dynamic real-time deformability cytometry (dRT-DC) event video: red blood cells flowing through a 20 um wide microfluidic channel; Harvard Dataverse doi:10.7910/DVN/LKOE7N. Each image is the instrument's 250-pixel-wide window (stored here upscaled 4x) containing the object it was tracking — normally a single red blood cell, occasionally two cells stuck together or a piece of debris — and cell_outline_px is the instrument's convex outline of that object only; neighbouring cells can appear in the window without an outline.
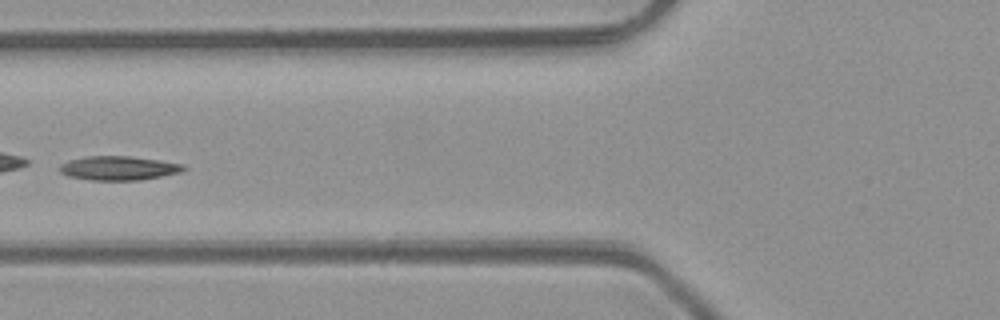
{"species": "common noctule bat (a hibernating species)", "species_latin": "Nyctalus noctula", "temperature_condition": "room temperature", "stored_images_in_passage": 5, "camera_frame_rate_fps": 3000, "um_per_image_px": 0.085, "animal": {"sex": "male", "body_mass_g": 23.1, "forearm_length_mm": 52.7}, "frame": {"image": 1, "passage_image": 5, "time_ms": 4.667, "image_size_px": [1000, 320], "cell_outline_px": [[188, 168], [180, 172], [140, 180], [92, 180], [68, 176], [60, 172], [60, 164], [68, 160], [84, 156], [128, 156], [160, 160], [184, 164]], "centroid_in_image_um": [10.08, 14.28], "position_along_channel_um": 115.7, "area_um2": 17.4}}